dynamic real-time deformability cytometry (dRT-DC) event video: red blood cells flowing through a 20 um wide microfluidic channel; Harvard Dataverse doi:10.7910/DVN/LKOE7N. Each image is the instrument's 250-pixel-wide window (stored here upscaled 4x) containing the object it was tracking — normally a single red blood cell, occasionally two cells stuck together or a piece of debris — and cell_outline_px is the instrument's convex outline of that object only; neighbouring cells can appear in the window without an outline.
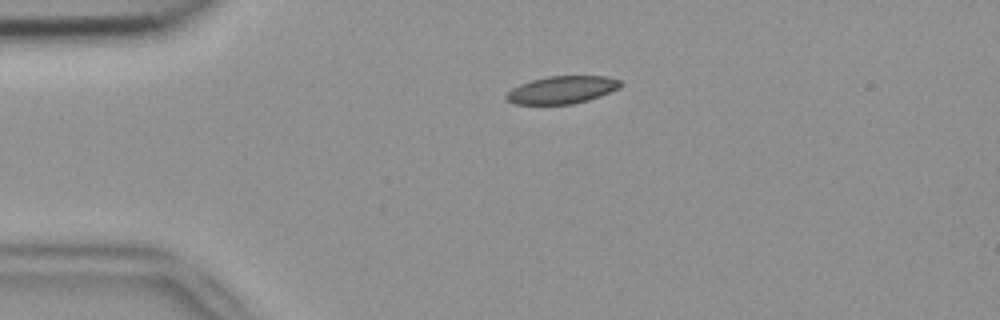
{"species": "common noctule bat (a hibernating species)", "species_latin": "Nyctalus noctula", "temperature_condition": "room temperature", "stored_images_in_passage": 2, "camera_frame_rate_fps": 3000, "um_per_image_px": 0.085, "animal": {"sex": "female", "body_mass_g": 18.4}, "frame": {"image": 1, "passage_image": 1, "time_ms": 0.0, "image_size_px": [1000, 320], "cell_outline_px": [[624, 84], [620, 88], [600, 96], [588, 100], [572, 104], [512, 104], [504, 96], [512, 88], [520, 84], [532, 80], [548, 76], [608, 76], [620, 80]], "centroid_in_image_um": [47.79, 7.63], "position_along_channel_um": 37.2, "area_um2": 18.44}}